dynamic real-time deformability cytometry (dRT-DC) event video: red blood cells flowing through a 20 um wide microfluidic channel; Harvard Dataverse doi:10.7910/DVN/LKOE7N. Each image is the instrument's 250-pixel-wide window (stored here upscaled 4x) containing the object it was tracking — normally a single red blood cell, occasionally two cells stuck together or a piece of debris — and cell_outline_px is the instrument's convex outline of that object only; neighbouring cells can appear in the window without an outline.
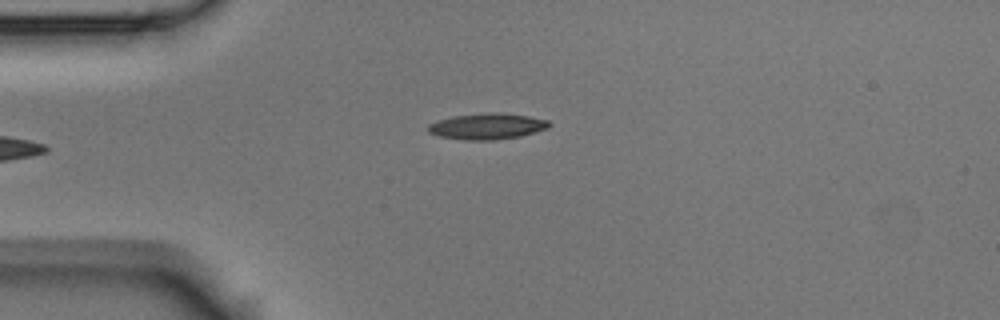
{"species": "Egyptian fruit bat (a non-hibernating species)", "species_latin": "Rousettus aegyptiacus", "temperature_condition": "room temperature", "stored_images_in_passage": 2, "camera_frame_rate_fps": 3000, "um_per_image_px": 0.085, "animal": {"sex": "male"}, "frame": {"image": 1, "passage_image": 2, "time_ms": 0.333, "image_size_px": [1000, 320], "cell_outline_px": [[552, 124], [548, 128], [520, 136], [492, 140], [464, 140], [440, 136], [428, 132], [428, 124], [436, 120], [452, 116], [488, 112], [496, 112], [528, 116], [548, 120]], "centroid_in_image_um": [41.39, 10.73], "position_along_channel_um": 43.6, "area_um2": 18.38}}